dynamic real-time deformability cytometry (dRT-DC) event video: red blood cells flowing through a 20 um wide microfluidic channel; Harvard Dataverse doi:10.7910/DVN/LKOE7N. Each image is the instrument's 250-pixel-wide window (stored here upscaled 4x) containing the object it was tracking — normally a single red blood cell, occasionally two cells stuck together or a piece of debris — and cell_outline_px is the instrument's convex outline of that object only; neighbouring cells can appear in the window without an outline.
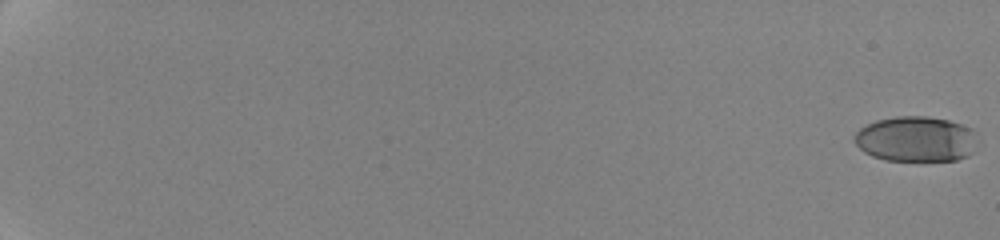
{"species": "human", "species_latin": "Homo sapiens", "temperature_condition": "cold", "stored_images_in_passage": 14, "camera_frame_rate_fps": 3000, "um_per_image_px": 0.085, "donor": {"sex": "female"}, "frame": {"image": 1, "passage_image": 1, "time_ms": 0.0, "image_size_px": [1000, 240], "cell_outline_px": [[980, 144], [968, 156], [956, 160], [884, 160], [872, 156], [864, 152], [852, 140], [856, 132], [860, 128], [876, 120], [896, 116], [928, 116], [948, 120], [972, 128], [980, 140]], "centroid_in_image_um": [77.9, 11.82], "position_along_channel_um": 7.1, "area_um2": 33.0}}